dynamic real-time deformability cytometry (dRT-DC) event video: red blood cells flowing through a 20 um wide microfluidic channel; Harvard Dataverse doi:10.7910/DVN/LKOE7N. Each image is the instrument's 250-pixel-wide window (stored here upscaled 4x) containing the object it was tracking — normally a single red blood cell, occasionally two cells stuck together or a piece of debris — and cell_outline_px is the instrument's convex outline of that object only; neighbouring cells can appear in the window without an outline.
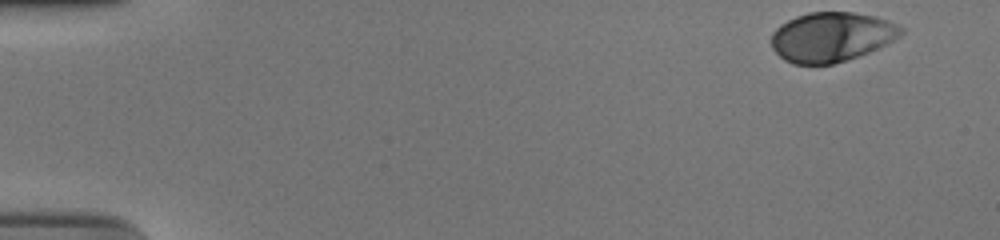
{"species": "human", "species_latin": "Homo sapiens", "temperature_condition": "cold", "stored_images_in_passage": 44, "camera_frame_rate_fps": 3000, "um_per_image_px": 0.085, "donor": {"sex": "male"}, "frame": {"image": 1, "passage_image": 1, "time_ms": 0.0, "image_size_px": [1000, 240], "cell_outline_px": [[904, 32], [900, 36], [868, 52], [832, 64], [792, 64], [784, 60], [772, 48], [772, 32], [780, 24], [796, 16], [808, 12], [852, 12], [876, 16], [900, 24], [904, 28]], "centroid_in_image_um": [70.68, 3.12], "position_along_channel_um": 14.3, "area_um2": 37.4}}
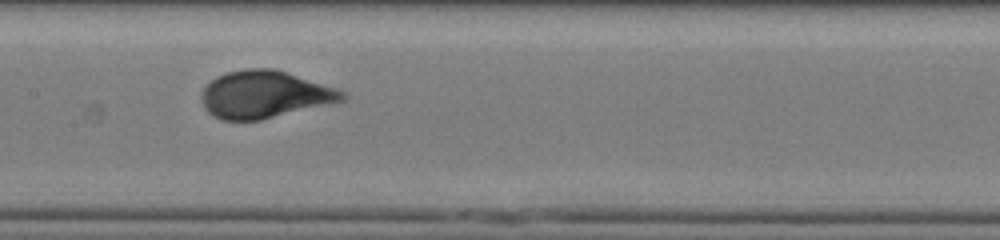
{"frame": {"image": 2, "passage_image": 26, "time_ms": 8.333, "image_size_px": [1000, 240], "cell_outline_px": [[348, 96], [344, 100], [260, 120], [220, 120], [208, 112], [204, 108], [200, 96], [200, 92], [216, 76], [228, 72], [244, 68], [272, 68], [336, 88], [344, 92]], "centroid_in_image_um": [22.44, 8.03], "position_along_channel_um": 185.0, "area_um2": 38.49}}
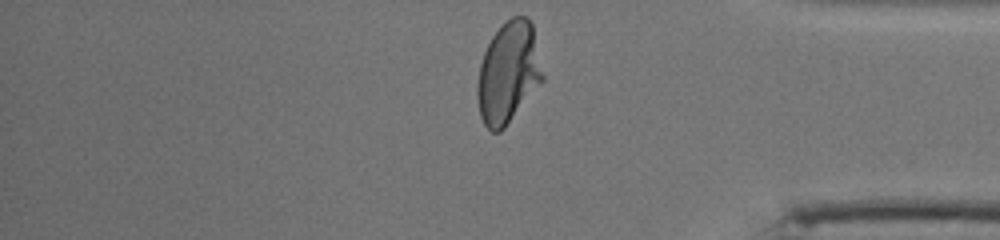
{"frame": {"image": 3, "passage_image": 44, "time_ms": 14.333, "image_size_px": [1000, 240], "cell_outline_px": [[544, 80], [504, 128], [500, 132], [492, 132], [484, 124], [480, 116], [476, 96], [476, 84], [480, 64], [484, 52], [492, 36], [500, 24], [512, 16], [524, 16], [532, 24], [544, 76]], "centroid_in_image_um": [43.19, 6.18], "position_along_channel_um": 392.0, "area_um2": 38.67}, "authors_computed_cell_mechanics": {"area_um2": 38.148, "velocity_mm_per_s": 3.734, "shape_relaxation_time_tau1_ms": 3.5906, "shape_relaxation_time_tau2_ms": null, "deformation_change_tau1": 0.1778, "deformation_change_tau2": null}}